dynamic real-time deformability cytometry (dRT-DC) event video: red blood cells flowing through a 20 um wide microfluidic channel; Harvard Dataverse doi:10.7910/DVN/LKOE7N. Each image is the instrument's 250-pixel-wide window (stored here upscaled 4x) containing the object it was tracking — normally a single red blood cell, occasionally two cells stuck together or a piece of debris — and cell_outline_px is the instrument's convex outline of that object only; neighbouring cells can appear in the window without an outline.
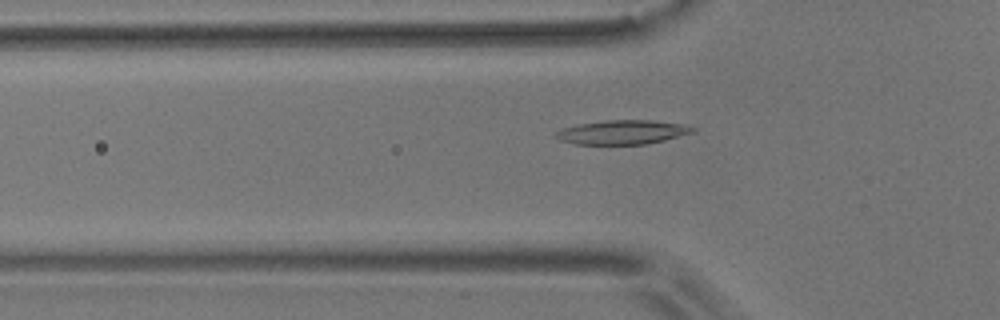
{"species": "common noctule bat (a hibernating species)", "species_latin": "Nyctalus noctula", "temperature_condition": "room temperature", "stored_images_in_passage": 55, "camera_frame_rate_fps": 3000, "um_per_image_px": 0.085, "animal": {"sex": "male", "body_mass_g": 17.9}, "frame": {"image": 1, "passage_image": 18, "time_ms": 5.667, "image_size_px": [1000, 320], "cell_outline_px": [[696, 128], [692, 132], [664, 140], [644, 144], [572, 144], [560, 140], [556, 136], [556, 132], [560, 128], [580, 124], [604, 120], [652, 120], [688, 124]], "centroid_in_image_um": [52.91, 11.23], "position_along_channel_um": 72.9, "area_um2": 19.25}}
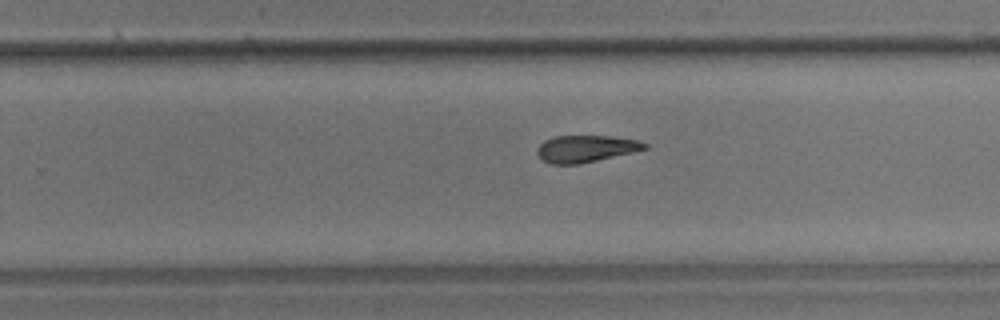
{"frame": {"image": 2, "passage_image": 35, "time_ms": 11.333, "image_size_px": [1000, 320], "cell_outline_px": [[648, 148], [580, 164], [552, 164], [544, 160], [536, 152], [536, 148], [544, 140], [552, 136], [612, 136], [636, 140], [648, 144]], "centroid_in_image_um": [49.76, 12.63], "position_along_channel_um": 280.0, "area_um2": 16.7}}
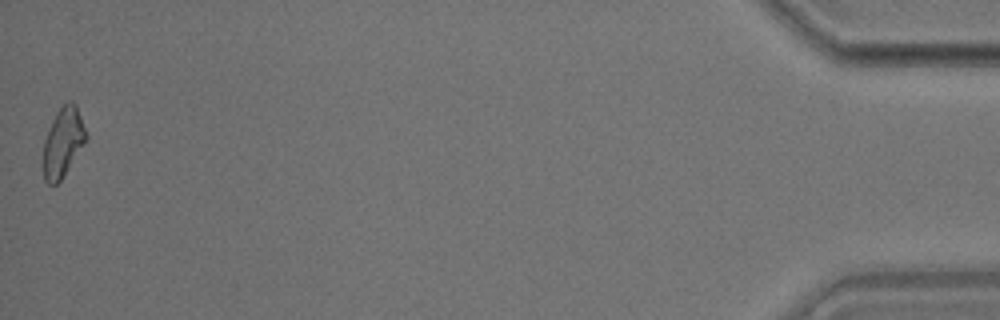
{"frame": {"image": 3, "passage_image": 55, "time_ms": 18.0, "image_size_px": [1000, 320], "cell_outline_px": [[88, 136], [84, 144], [60, 180], [56, 184], [48, 184], [44, 180], [44, 140], [48, 128], [56, 112], [68, 100], [72, 100], [76, 104]], "centroid_in_image_um": [5.36, 12.05], "position_along_channel_um": 429.8, "area_um2": 17.05}, "authors_computed_cell_mechanics": {"area_um2": 17.9758, "velocity_mm_per_s": 3.6483, "shape_relaxation_time_tau1_ms": 7.9268, "shape_relaxation_time_tau2_ms": 9.2755, "deformation_change_tau1": 0.1861, "deformation_change_tau2": 0.2149}}